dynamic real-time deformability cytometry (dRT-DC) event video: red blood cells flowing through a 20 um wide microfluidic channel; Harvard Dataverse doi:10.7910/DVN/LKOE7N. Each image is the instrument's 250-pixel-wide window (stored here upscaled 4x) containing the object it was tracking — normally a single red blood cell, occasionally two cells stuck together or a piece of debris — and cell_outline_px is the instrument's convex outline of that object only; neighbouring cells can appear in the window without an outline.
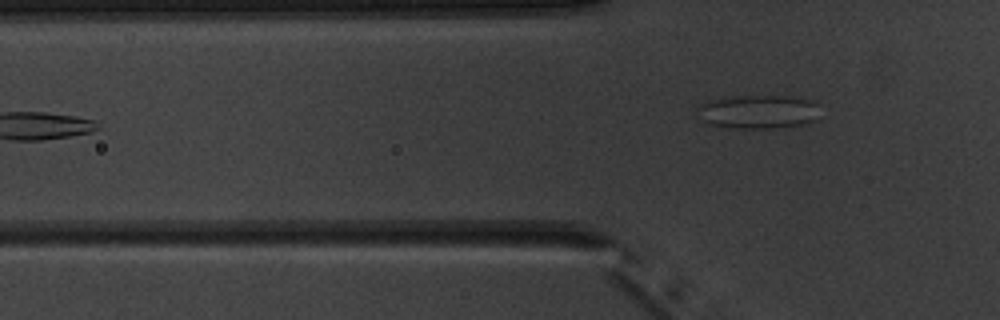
{"species": "common noctule bat (a hibernating species)", "species_latin": "Nyctalus noctula", "temperature_condition": "warm", "stored_images_in_passage": 7, "camera_frame_rate_fps": 3000, "um_per_image_px": 0.085, "animal": {"sex": "male", "body_mass_g": 20.1, "forearm_length_mm": 53.5}, "frame": {"image": 1, "passage_image": 7, "time_ms": 7.0, "image_size_px": [1000, 320], "cell_outline_px": [[816, 120], [804, 124], [776, 128], [732, 128], [708, 124], [700, 120], [696, 112], [696, 108], [700, 104], [708, 100], [732, 96], [784, 96], [816, 100]], "centroid_in_image_um": [64.38, 9.5], "position_along_channel_um": 61.4, "area_um2": 24.33}}